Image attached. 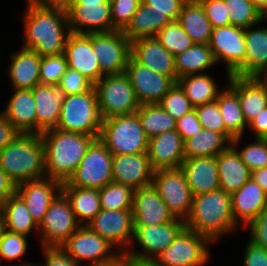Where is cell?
Listing matches in <instances>:
<instances>
[{
    "mask_svg": "<svg viewBox=\"0 0 267 266\" xmlns=\"http://www.w3.org/2000/svg\"><path fill=\"white\" fill-rule=\"evenodd\" d=\"M137 116L148 138L176 129V120L158 104L140 105Z\"/></svg>",
    "mask_w": 267,
    "mask_h": 266,
    "instance_id": "60d3db41",
    "label": "cell"
},
{
    "mask_svg": "<svg viewBox=\"0 0 267 266\" xmlns=\"http://www.w3.org/2000/svg\"><path fill=\"white\" fill-rule=\"evenodd\" d=\"M9 58L8 75L13 89H33L40 83L41 56L37 52L21 47Z\"/></svg>",
    "mask_w": 267,
    "mask_h": 266,
    "instance_id": "4dcf8cb0",
    "label": "cell"
},
{
    "mask_svg": "<svg viewBox=\"0 0 267 266\" xmlns=\"http://www.w3.org/2000/svg\"><path fill=\"white\" fill-rule=\"evenodd\" d=\"M102 117L94 86L87 92L68 95L62 102L57 129L84 135H99Z\"/></svg>",
    "mask_w": 267,
    "mask_h": 266,
    "instance_id": "8992f818",
    "label": "cell"
},
{
    "mask_svg": "<svg viewBox=\"0 0 267 266\" xmlns=\"http://www.w3.org/2000/svg\"><path fill=\"white\" fill-rule=\"evenodd\" d=\"M36 103V134L56 128L66 94L58 85L37 84L32 89Z\"/></svg>",
    "mask_w": 267,
    "mask_h": 266,
    "instance_id": "d4e9b609",
    "label": "cell"
},
{
    "mask_svg": "<svg viewBox=\"0 0 267 266\" xmlns=\"http://www.w3.org/2000/svg\"><path fill=\"white\" fill-rule=\"evenodd\" d=\"M125 73L141 105L158 104L176 83L170 76L155 72L129 57Z\"/></svg>",
    "mask_w": 267,
    "mask_h": 266,
    "instance_id": "e0dca14e",
    "label": "cell"
},
{
    "mask_svg": "<svg viewBox=\"0 0 267 266\" xmlns=\"http://www.w3.org/2000/svg\"><path fill=\"white\" fill-rule=\"evenodd\" d=\"M188 0H141L147 6H152V10L158 13H168L175 21L180 14L183 5Z\"/></svg>",
    "mask_w": 267,
    "mask_h": 266,
    "instance_id": "6f0895ef",
    "label": "cell"
},
{
    "mask_svg": "<svg viewBox=\"0 0 267 266\" xmlns=\"http://www.w3.org/2000/svg\"><path fill=\"white\" fill-rule=\"evenodd\" d=\"M247 226L250 240L267 249V206Z\"/></svg>",
    "mask_w": 267,
    "mask_h": 266,
    "instance_id": "db71d44e",
    "label": "cell"
},
{
    "mask_svg": "<svg viewBox=\"0 0 267 266\" xmlns=\"http://www.w3.org/2000/svg\"><path fill=\"white\" fill-rule=\"evenodd\" d=\"M71 3H110V0H75Z\"/></svg>",
    "mask_w": 267,
    "mask_h": 266,
    "instance_id": "a7ac6f4b",
    "label": "cell"
},
{
    "mask_svg": "<svg viewBox=\"0 0 267 266\" xmlns=\"http://www.w3.org/2000/svg\"><path fill=\"white\" fill-rule=\"evenodd\" d=\"M134 189L115 182L99 190L101 209L132 210Z\"/></svg>",
    "mask_w": 267,
    "mask_h": 266,
    "instance_id": "b9f144b4",
    "label": "cell"
},
{
    "mask_svg": "<svg viewBox=\"0 0 267 266\" xmlns=\"http://www.w3.org/2000/svg\"><path fill=\"white\" fill-rule=\"evenodd\" d=\"M218 107L225 124V129L234 137H240L244 134L248 126L242 109L238 94L228 85L223 89L217 98Z\"/></svg>",
    "mask_w": 267,
    "mask_h": 266,
    "instance_id": "ab89813d",
    "label": "cell"
},
{
    "mask_svg": "<svg viewBox=\"0 0 267 266\" xmlns=\"http://www.w3.org/2000/svg\"><path fill=\"white\" fill-rule=\"evenodd\" d=\"M64 54L67 58L68 66L79 71L93 84L104 76L101 72L97 55L92 50L91 33L71 32L66 42Z\"/></svg>",
    "mask_w": 267,
    "mask_h": 266,
    "instance_id": "603a6c76",
    "label": "cell"
},
{
    "mask_svg": "<svg viewBox=\"0 0 267 266\" xmlns=\"http://www.w3.org/2000/svg\"><path fill=\"white\" fill-rule=\"evenodd\" d=\"M0 211L4 218L5 230L28 236L33 230L38 232V224L30 215L26 203L15 193L1 206Z\"/></svg>",
    "mask_w": 267,
    "mask_h": 266,
    "instance_id": "74e56055",
    "label": "cell"
},
{
    "mask_svg": "<svg viewBox=\"0 0 267 266\" xmlns=\"http://www.w3.org/2000/svg\"><path fill=\"white\" fill-rule=\"evenodd\" d=\"M180 169L193 196L220 189L216 157L184 159Z\"/></svg>",
    "mask_w": 267,
    "mask_h": 266,
    "instance_id": "4316f807",
    "label": "cell"
},
{
    "mask_svg": "<svg viewBox=\"0 0 267 266\" xmlns=\"http://www.w3.org/2000/svg\"><path fill=\"white\" fill-rule=\"evenodd\" d=\"M62 192L70 201L74 215L81 225H87L101 211L98 189L62 186Z\"/></svg>",
    "mask_w": 267,
    "mask_h": 266,
    "instance_id": "8d00e7d4",
    "label": "cell"
},
{
    "mask_svg": "<svg viewBox=\"0 0 267 266\" xmlns=\"http://www.w3.org/2000/svg\"><path fill=\"white\" fill-rule=\"evenodd\" d=\"M13 266H40V265H37V264H32V263H24V262H21V263H19V264H17V265H13Z\"/></svg>",
    "mask_w": 267,
    "mask_h": 266,
    "instance_id": "753ad0ef",
    "label": "cell"
},
{
    "mask_svg": "<svg viewBox=\"0 0 267 266\" xmlns=\"http://www.w3.org/2000/svg\"><path fill=\"white\" fill-rule=\"evenodd\" d=\"M40 136L45 147V177L61 183L74 174L88 147L99 137L57 128L44 131Z\"/></svg>",
    "mask_w": 267,
    "mask_h": 266,
    "instance_id": "7a4b0ae2",
    "label": "cell"
},
{
    "mask_svg": "<svg viewBox=\"0 0 267 266\" xmlns=\"http://www.w3.org/2000/svg\"><path fill=\"white\" fill-rule=\"evenodd\" d=\"M131 57L151 70L170 76L177 82L175 56L156 37H142L131 42Z\"/></svg>",
    "mask_w": 267,
    "mask_h": 266,
    "instance_id": "44dd1931",
    "label": "cell"
},
{
    "mask_svg": "<svg viewBox=\"0 0 267 266\" xmlns=\"http://www.w3.org/2000/svg\"><path fill=\"white\" fill-rule=\"evenodd\" d=\"M140 4L141 0H110L113 27L123 31Z\"/></svg>",
    "mask_w": 267,
    "mask_h": 266,
    "instance_id": "f907efd6",
    "label": "cell"
},
{
    "mask_svg": "<svg viewBox=\"0 0 267 266\" xmlns=\"http://www.w3.org/2000/svg\"><path fill=\"white\" fill-rule=\"evenodd\" d=\"M56 1L59 2L61 5H63L64 7H66L69 3L75 0H56Z\"/></svg>",
    "mask_w": 267,
    "mask_h": 266,
    "instance_id": "8c879c8a",
    "label": "cell"
},
{
    "mask_svg": "<svg viewBox=\"0 0 267 266\" xmlns=\"http://www.w3.org/2000/svg\"><path fill=\"white\" fill-rule=\"evenodd\" d=\"M5 231V223H4V218L3 215L0 211V239L2 237L3 232Z\"/></svg>",
    "mask_w": 267,
    "mask_h": 266,
    "instance_id": "2644e50d",
    "label": "cell"
},
{
    "mask_svg": "<svg viewBox=\"0 0 267 266\" xmlns=\"http://www.w3.org/2000/svg\"><path fill=\"white\" fill-rule=\"evenodd\" d=\"M156 38L160 41L161 45L174 56L193 45L191 38L177 20L167 24L158 32Z\"/></svg>",
    "mask_w": 267,
    "mask_h": 266,
    "instance_id": "f6af8a7d",
    "label": "cell"
},
{
    "mask_svg": "<svg viewBox=\"0 0 267 266\" xmlns=\"http://www.w3.org/2000/svg\"><path fill=\"white\" fill-rule=\"evenodd\" d=\"M158 105L175 120L194 109L177 83L163 96Z\"/></svg>",
    "mask_w": 267,
    "mask_h": 266,
    "instance_id": "bcb514c9",
    "label": "cell"
},
{
    "mask_svg": "<svg viewBox=\"0 0 267 266\" xmlns=\"http://www.w3.org/2000/svg\"><path fill=\"white\" fill-rule=\"evenodd\" d=\"M102 120L136 113L140 103L127 74L104 75L94 84Z\"/></svg>",
    "mask_w": 267,
    "mask_h": 266,
    "instance_id": "52a82bcc",
    "label": "cell"
},
{
    "mask_svg": "<svg viewBox=\"0 0 267 266\" xmlns=\"http://www.w3.org/2000/svg\"><path fill=\"white\" fill-rule=\"evenodd\" d=\"M248 127L255 133V138L267 137V107L258 114L249 124Z\"/></svg>",
    "mask_w": 267,
    "mask_h": 266,
    "instance_id": "94428289",
    "label": "cell"
},
{
    "mask_svg": "<svg viewBox=\"0 0 267 266\" xmlns=\"http://www.w3.org/2000/svg\"><path fill=\"white\" fill-rule=\"evenodd\" d=\"M113 182L140 189L151 185L154 170L147 153L112 156Z\"/></svg>",
    "mask_w": 267,
    "mask_h": 266,
    "instance_id": "d6986e66",
    "label": "cell"
},
{
    "mask_svg": "<svg viewBox=\"0 0 267 266\" xmlns=\"http://www.w3.org/2000/svg\"><path fill=\"white\" fill-rule=\"evenodd\" d=\"M203 7L212 28L229 26V12L224 0H197Z\"/></svg>",
    "mask_w": 267,
    "mask_h": 266,
    "instance_id": "f5cc1de1",
    "label": "cell"
},
{
    "mask_svg": "<svg viewBox=\"0 0 267 266\" xmlns=\"http://www.w3.org/2000/svg\"><path fill=\"white\" fill-rule=\"evenodd\" d=\"M174 21L168 13L155 12L152 6L141 2L123 33L131 42L142 37H156L160 30Z\"/></svg>",
    "mask_w": 267,
    "mask_h": 266,
    "instance_id": "d6a6232c",
    "label": "cell"
},
{
    "mask_svg": "<svg viewBox=\"0 0 267 266\" xmlns=\"http://www.w3.org/2000/svg\"><path fill=\"white\" fill-rule=\"evenodd\" d=\"M147 154L154 171L180 168L184 141L176 130L163 132L149 138Z\"/></svg>",
    "mask_w": 267,
    "mask_h": 266,
    "instance_id": "cb8c5ba5",
    "label": "cell"
},
{
    "mask_svg": "<svg viewBox=\"0 0 267 266\" xmlns=\"http://www.w3.org/2000/svg\"><path fill=\"white\" fill-rule=\"evenodd\" d=\"M103 266H136V258L127 252H118Z\"/></svg>",
    "mask_w": 267,
    "mask_h": 266,
    "instance_id": "be15d7a7",
    "label": "cell"
},
{
    "mask_svg": "<svg viewBox=\"0 0 267 266\" xmlns=\"http://www.w3.org/2000/svg\"><path fill=\"white\" fill-rule=\"evenodd\" d=\"M177 22L189 35L193 43L209 44L212 26L197 0H188L178 15Z\"/></svg>",
    "mask_w": 267,
    "mask_h": 266,
    "instance_id": "836d02e7",
    "label": "cell"
},
{
    "mask_svg": "<svg viewBox=\"0 0 267 266\" xmlns=\"http://www.w3.org/2000/svg\"><path fill=\"white\" fill-rule=\"evenodd\" d=\"M240 137L231 141V146L237 151L241 160L249 168L250 172L262 169L267 166V141L265 138H255L253 143H249L242 149H237L241 142ZM239 150V151H238Z\"/></svg>",
    "mask_w": 267,
    "mask_h": 266,
    "instance_id": "ee69618b",
    "label": "cell"
},
{
    "mask_svg": "<svg viewBox=\"0 0 267 266\" xmlns=\"http://www.w3.org/2000/svg\"><path fill=\"white\" fill-rule=\"evenodd\" d=\"M58 86L62 88L66 96H68L85 93L89 91L94 84L79 71L68 66Z\"/></svg>",
    "mask_w": 267,
    "mask_h": 266,
    "instance_id": "816d5d0a",
    "label": "cell"
},
{
    "mask_svg": "<svg viewBox=\"0 0 267 266\" xmlns=\"http://www.w3.org/2000/svg\"><path fill=\"white\" fill-rule=\"evenodd\" d=\"M231 146V141L220 132L202 129L184 141V159L216 157Z\"/></svg>",
    "mask_w": 267,
    "mask_h": 266,
    "instance_id": "e575fe53",
    "label": "cell"
},
{
    "mask_svg": "<svg viewBox=\"0 0 267 266\" xmlns=\"http://www.w3.org/2000/svg\"><path fill=\"white\" fill-rule=\"evenodd\" d=\"M194 109L202 128L223 133L230 141L234 139V137L225 129V124L217 101L206 103Z\"/></svg>",
    "mask_w": 267,
    "mask_h": 266,
    "instance_id": "c3c4849f",
    "label": "cell"
},
{
    "mask_svg": "<svg viewBox=\"0 0 267 266\" xmlns=\"http://www.w3.org/2000/svg\"><path fill=\"white\" fill-rule=\"evenodd\" d=\"M136 266H159L153 260H141L136 258Z\"/></svg>",
    "mask_w": 267,
    "mask_h": 266,
    "instance_id": "003e7915",
    "label": "cell"
},
{
    "mask_svg": "<svg viewBox=\"0 0 267 266\" xmlns=\"http://www.w3.org/2000/svg\"><path fill=\"white\" fill-rule=\"evenodd\" d=\"M43 251L45 264L40 266H80L62 246L43 247Z\"/></svg>",
    "mask_w": 267,
    "mask_h": 266,
    "instance_id": "9f6ffc18",
    "label": "cell"
},
{
    "mask_svg": "<svg viewBox=\"0 0 267 266\" xmlns=\"http://www.w3.org/2000/svg\"><path fill=\"white\" fill-rule=\"evenodd\" d=\"M209 47L217 62H223L229 78L244 62L245 29L233 25L212 28Z\"/></svg>",
    "mask_w": 267,
    "mask_h": 266,
    "instance_id": "2e32d148",
    "label": "cell"
},
{
    "mask_svg": "<svg viewBox=\"0 0 267 266\" xmlns=\"http://www.w3.org/2000/svg\"><path fill=\"white\" fill-rule=\"evenodd\" d=\"M176 83L184 91L193 108L216 101L221 92L214 79L205 73L178 78Z\"/></svg>",
    "mask_w": 267,
    "mask_h": 266,
    "instance_id": "f35d334b",
    "label": "cell"
},
{
    "mask_svg": "<svg viewBox=\"0 0 267 266\" xmlns=\"http://www.w3.org/2000/svg\"><path fill=\"white\" fill-rule=\"evenodd\" d=\"M211 243L207 237L185 227L155 262L159 266H203L210 259Z\"/></svg>",
    "mask_w": 267,
    "mask_h": 266,
    "instance_id": "30bf717a",
    "label": "cell"
},
{
    "mask_svg": "<svg viewBox=\"0 0 267 266\" xmlns=\"http://www.w3.org/2000/svg\"><path fill=\"white\" fill-rule=\"evenodd\" d=\"M132 213L134 226H153L176 219L152 185L134 190Z\"/></svg>",
    "mask_w": 267,
    "mask_h": 266,
    "instance_id": "7402d4cb",
    "label": "cell"
},
{
    "mask_svg": "<svg viewBox=\"0 0 267 266\" xmlns=\"http://www.w3.org/2000/svg\"><path fill=\"white\" fill-rule=\"evenodd\" d=\"M216 164L220 189L226 193L238 191L251 178L249 168L232 146L216 156Z\"/></svg>",
    "mask_w": 267,
    "mask_h": 266,
    "instance_id": "1f68e13d",
    "label": "cell"
},
{
    "mask_svg": "<svg viewBox=\"0 0 267 266\" xmlns=\"http://www.w3.org/2000/svg\"><path fill=\"white\" fill-rule=\"evenodd\" d=\"M62 248L80 266L82 261L88 266H103L117 253L115 247L106 239L101 238L87 225H81L62 245ZM114 248V251L112 249Z\"/></svg>",
    "mask_w": 267,
    "mask_h": 266,
    "instance_id": "4fadbf2b",
    "label": "cell"
},
{
    "mask_svg": "<svg viewBox=\"0 0 267 266\" xmlns=\"http://www.w3.org/2000/svg\"><path fill=\"white\" fill-rule=\"evenodd\" d=\"M202 129L195 109L176 120L175 130L181 135L183 141L192 137Z\"/></svg>",
    "mask_w": 267,
    "mask_h": 266,
    "instance_id": "11a10c76",
    "label": "cell"
},
{
    "mask_svg": "<svg viewBox=\"0 0 267 266\" xmlns=\"http://www.w3.org/2000/svg\"><path fill=\"white\" fill-rule=\"evenodd\" d=\"M98 139L112 155L143 154L148 151L149 138L140 124L137 112L102 120Z\"/></svg>",
    "mask_w": 267,
    "mask_h": 266,
    "instance_id": "5b68a950",
    "label": "cell"
},
{
    "mask_svg": "<svg viewBox=\"0 0 267 266\" xmlns=\"http://www.w3.org/2000/svg\"><path fill=\"white\" fill-rule=\"evenodd\" d=\"M151 185L176 218L189 216L193 194L180 168L154 171Z\"/></svg>",
    "mask_w": 267,
    "mask_h": 266,
    "instance_id": "8fae6325",
    "label": "cell"
},
{
    "mask_svg": "<svg viewBox=\"0 0 267 266\" xmlns=\"http://www.w3.org/2000/svg\"><path fill=\"white\" fill-rule=\"evenodd\" d=\"M216 63L209 44L193 43L190 48L175 55V69L178 78L190 74L206 73L205 71Z\"/></svg>",
    "mask_w": 267,
    "mask_h": 266,
    "instance_id": "d590c367",
    "label": "cell"
},
{
    "mask_svg": "<svg viewBox=\"0 0 267 266\" xmlns=\"http://www.w3.org/2000/svg\"><path fill=\"white\" fill-rule=\"evenodd\" d=\"M2 113L21 134H36V103L32 89H14Z\"/></svg>",
    "mask_w": 267,
    "mask_h": 266,
    "instance_id": "f546056e",
    "label": "cell"
},
{
    "mask_svg": "<svg viewBox=\"0 0 267 266\" xmlns=\"http://www.w3.org/2000/svg\"><path fill=\"white\" fill-rule=\"evenodd\" d=\"M243 262V266H267V249L249 240Z\"/></svg>",
    "mask_w": 267,
    "mask_h": 266,
    "instance_id": "680465c9",
    "label": "cell"
},
{
    "mask_svg": "<svg viewBox=\"0 0 267 266\" xmlns=\"http://www.w3.org/2000/svg\"><path fill=\"white\" fill-rule=\"evenodd\" d=\"M224 2L231 25L246 29L263 22L261 12L250 0H224Z\"/></svg>",
    "mask_w": 267,
    "mask_h": 266,
    "instance_id": "7bdbcfd3",
    "label": "cell"
},
{
    "mask_svg": "<svg viewBox=\"0 0 267 266\" xmlns=\"http://www.w3.org/2000/svg\"><path fill=\"white\" fill-rule=\"evenodd\" d=\"M80 226L70 201L61 191L51 202L43 220L38 225L41 246H62Z\"/></svg>",
    "mask_w": 267,
    "mask_h": 266,
    "instance_id": "9c48e42d",
    "label": "cell"
},
{
    "mask_svg": "<svg viewBox=\"0 0 267 266\" xmlns=\"http://www.w3.org/2000/svg\"><path fill=\"white\" fill-rule=\"evenodd\" d=\"M245 29V58L232 74L239 77H258L267 69V28Z\"/></svg>",
    "mask_w": 267,
    "mask_h": 266,
    "instance_id": "83f0119b",
    "label": "cell"
},
{
    "mask_svg": "<svg viewBox=\"0 0 267 266\" xmlns=\"http://www.w3.org/2000/svg\"><path fill=\"white\" fill-rule=\"evenodd\" d=\"M91 46L97 55L103 75L120 74L126 71L131 56V41L123 31L91 33Z\"/></svg>",
    "mask_w": 267,
    "mask_h": 266,
    "instance_id": "7c38bea8",
    "label": "cell"
},
{
    "mask_svg": "<svg viewBox=\"0 0 267 266\" xmlns=\"http://www.w3.org/2000/svg\"><path fill=\"white\" fill-rule=\"evenodd\" d=\"M16 193V185L0 168V206Z\"/></svg>",
    "mask_w": 267,
    "mask_h": 266,
    "instance_id": "6125c7cd",
    "label": "cell"
},
{
    "mask_svg": "<svg viewBox=\"0 0 267 266\" xmlns=\"http://www.w3.org/2000/svg\"><path fill=\"white\" fill-rule=\"evenodd\" d=\"M87 226L101 238L106 239L115 249L118 248L116 250L118 252H127V247L134 244L132 210L101 209Z\"/></svg>",
    "mask_w": 267,
    "mask_h": 266,
    "instance_id": "5bb4252c",
    "label": "cell"
},
{
    "mask_svg": "<svg viewBox=\"0 0 267 266\" xmlns=\"http://www.w3.org/2000/svg\"><path fill=\"white\" fill-rule=\"evenodd\" d=\"M234 221L247 226L267 206V193L252 178L231 194Z\"/></svg>",
    "mask_w": 267,
    "mask_h": 266,
    "instance_id": "484cf974",
    "label": "cell"
},
{
    "mask_svg": "<svg viewBox=\"0 0 267 266\" xmlns=\"http://www.w3.org/2000/svg\"><path fill=\"white\" fill-rule=\"evenodd\" d=\"M65 10L71 32L90 34L116 30L110 3H69Z\"/></svg>",
    "mask_w": 267,
    "mask_h": 266,
    "instance_id": "ac0fdd59",
    "label": "cell"
},
{
    "mask_svg": "<svg viewBox=\"0 0 267 266\" xmlns=\"http://www.w3.org/2000/svg\"><path fill=\"white\" fill-rule=\"evenodd\" d=\"M228 85L238 94L247 124L267 107V90L257 77L231 75Z\"/></svg>",
    "mask_w": 267,
    "mask_h": 266,
    "instance_id": "f1b7e54d",
    "label": "cell"
},
{
    "mask_svg": "<svg viewBox=\"0 0 267 266\" xmlns=\"http://www.w3.org/2000/svg\"><path fill=\"white\" fill-rule=\"evenodd\" d=\"M257 78L267 90V69L264 72H262Z\"/></svg>",
    "mask_w": 267,
    "mask_h": 266,
    "instance_id": "89a4df30",
    "label": "cell"
},
{
    "mask_svg": "<svg viewBox=\"0 0 267 266\" xmlns=\"http://www.w3.org/2000/svg\"><path fill=\"white\" fill-rule=\"evenodd\" d=\"M263 21L267 18V11L262 15Z\"/></svg>",
    "mask_w": 267,
    "mask_h": 266,
    "instance_id": "34e18365",
    "label": "cell"
},
{
    "mask_svg": "<svg viewBox=\"0 0 267 266\" xmlns=\"http://www.w3.org/2000/svg\"><path fill=\"white\" fill-rule=\"evenodd\" d=\"M0 168L18 185L45 178V147L38 134H18L0 152Z\"/></svg>",
    "mask_w": 267,
    "mask_h": 266,
    "instance_id": "277c9868",
    "label": "cell"
},
{
    "mask_svg": "<svg viewBox=\"0 0 267 266\" xmlns=\"http://www.w3.org/2000/svg\"><path fill=\"white\" fill-rule=\"evenodd\" d=\"M20 134L0 112V152Z\"/></svg>",
    "mask_w": 267,
    "mask_h": 266,
    "instance_id": "91938a15",
    "label": "cell"
},
{
    "mask_svg": "<svg viewBox=\"0 0 267 266\" xmlns=\"http://www.w3.org/2000/svg\"><path fill=\"white\" fill-rule=\"evenodd\" d=\"M185 227L180 218L153 226H134L133 239L142 247L143 253L135 250H127V253L137 259L155 261Z\"/></svg>",
    "mask_w": 267,
    "mask_h": 266,
    "instance_id": "9a60e30c",
    "label": "cell"
},
{
    "mask_svg": "<svg viewBox=\"0 0 267 266\" xmlns=\"http://www.w3.org/2000/svg\"><path fill=\"white\" fill-rule=\"evenodd\" d=\"M185 226L207 237L212 243L224 234L234 233L238 225L234 221L231 194L222 189L193 197Z\"/></svg>",
    "mask_w": 267,
    "mask_h": 266,
    "instance_id": "3957f363",
    "label": "cell"
},
{
    "mask_svg": "<svg viewBox=\"0 0 267 266\" xmlns=\"http://www.w3.org/2000/svg\"><path fill=\"white\" fill-rule=\"evenodd\" d=\"M112 154L97 138L88 147L74 174L62 186L102 189L113 182Z\"/></svg>",
    "mask_w": 267,
    "mask_h": 266,
    "instance_id": "ba28073f",
    "label": "cell"
},
{
    "mask_svg": "<svg viewBox=\"0 0 267 266\" xmlns=\"http://www.w3.org/2000/svg\"><path fill=\"white\" fill-rule=\"evenodd\" d=\"M251 178L267 193V166L251 172Z\"/></svg>",
    "mask_w": 267,
    "mask_h": 266,
    "instance_id": "e7e4bbea",
    "label": "cell"
},
{
    "mask_svg": "<svg viewBox=\"0 0 267 266\" xmlns=\"http://www.w3.org/2000/svg\"><path fill=\"white\" fill-rule=\"evenodd\" d=\"M61 191L62 183L47 177L16 185V193L26 203L30 215L38 225L43 220L51 202Z\"/></svg>",
    "mask_w": 267,
    "mask_h": 266,
    "instance_id": "ffe728a7",
    "label": "cell"
},
{
    "mask_svg": "<svg viewBox=\"0 0 267 266\" xmlns=\"http://www.w3.org/2000/svg\"><path fill=\"white\" fill-rule=\"evenodd\" d=\"M68 67L65 54L41 57L40 63V83L48 85H58Z\"/></svg>",
    "mask_w": 267,
    "mask_h": 266,
    "instance_id": "7dc6e473",
    "label": "cell"
},
{
    "mask_svg": "<svg viewBox=\"0 0 267 266\" xmlns=\"http://www.w3.org/2000/svg\"><path fill=\"white\" fill-rule=\"evenodd\" d=\"M24 45L41 57L63 54L71 33L65 7L56 0H27Z\"/></svg>",
    "mask_w": 267,
    "mask_h": 266,
    "instance_id": "6da1fadb",
    "label": "cell"
},
{
    "mask_svg": "<svg viewBox=\"0 0 267 266\" xmlns=\"http://www.w3.org/2000/svg\"><path fill=\"white\" fill-rule=\"evenodd\" d=\"M263 15L267 11V0H250Z\"/></svg>",
    "mask_w": 267,
    "mask_h": 266,
    "instance_id": "03108f58",
    "label": "cell"
},
{
    "mask_svg": "<svg viewBox=\"0 0 267 266\" xmlns=\"http://www.w3.org/2000/svg\"><path fill=\"white\" fill-rule=\"evenodd\" d=\"M27 236L5 230L0 239V259L13 261L27 251Z\"/></svg>",
    "mask_w": 267,
    "mask_h": 266,
    "instance_id": "681fc988",
    "label": "cell"
}]
</instances>
